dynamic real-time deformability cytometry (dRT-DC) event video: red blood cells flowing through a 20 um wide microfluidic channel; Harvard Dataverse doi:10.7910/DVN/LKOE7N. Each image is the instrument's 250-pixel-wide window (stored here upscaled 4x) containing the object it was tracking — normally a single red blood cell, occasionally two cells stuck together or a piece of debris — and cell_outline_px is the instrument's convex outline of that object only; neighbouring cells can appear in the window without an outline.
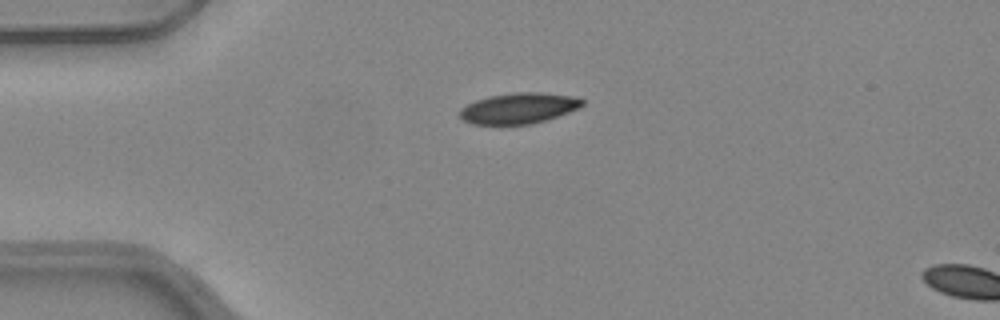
{"species": "common noctule bat (a hibernating species)", "species_latin": "Nyctalus noctula", "temperature_condition": "warm", "stored_images_in_passage": 4, "camera_frame_rate_fps": 3000, "um_per_image_px": 0.085, "animal": {"sex": "female", "body_mass_g": 24.6, "forearm_length_mm": 56.2}, "frame": {"image": 1, "passage_image": 1, "time_ms": 0.0, "image_size_px": [1000, 320], "cell_outline_px": [[584, 104], [580, 108], [532, 124], [472, 124], [464, 120], [460, 116], [460, 108], [476, 100], [488, 96], [516, 92], [540, 92], [580, 96], [584, 100]], "centroid_in_image_um": [44.14, 9.18], "position_along_channel_um": 40.9, "area_um2": 22.02}}